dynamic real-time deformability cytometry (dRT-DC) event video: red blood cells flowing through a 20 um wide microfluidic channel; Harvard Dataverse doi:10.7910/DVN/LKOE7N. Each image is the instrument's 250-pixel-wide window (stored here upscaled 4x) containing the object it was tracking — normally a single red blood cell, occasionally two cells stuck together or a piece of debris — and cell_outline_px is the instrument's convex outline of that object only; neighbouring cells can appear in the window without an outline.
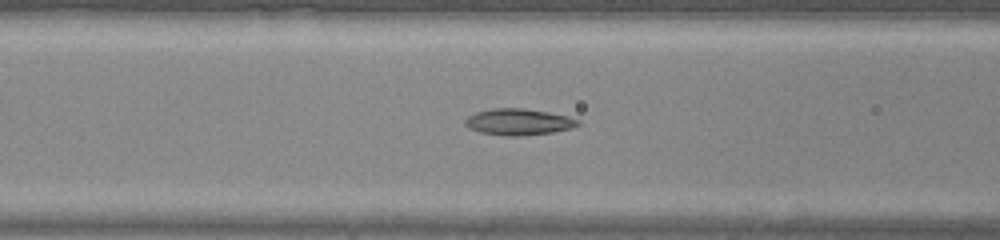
{"species": "common noctule bat (a hibernating species)", "species_latin": "Nyctalus noctula", "temperature_condition": "warm", "stored_images_in_passage": 11, "camera_frame_rate_fps": 3000, "um_per_image_px": 0.085, "animal": {"sex": "male", "body_mass_g": 20.0, "forearm_length_mm": 53.3}, "frame": {"image": 1, "passage_image": 7, "time_ms": 2.0, "image_size_px": [1000, 240], "cell_outline_px": [[580, 124], [572, 128], [552, 132], [520, 136], [508, 136], [480, 132], [468, 128], [464, 124], [464, 120], [468, 116], [476, 112], [492, 108], [524, 108], [548, 112], [568, 116], [580, 120]], "centroid_in_image_um": [44.07, 10.36], "position_along_channel_um": 122.5, "area_um2": 17.4}}
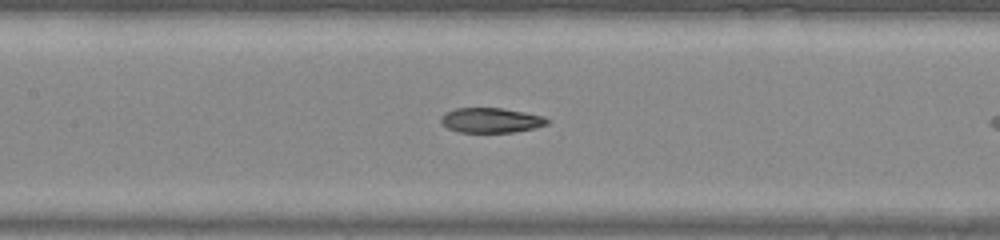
{"frame": {"image": 2, "passage_image": 10, "time_ms": 3.0, "image_size_px": [1000, 240], "cell_outline_px": [[552, 120], [548, 124], [532, 128], [512, 132], [460, 132], [448, 128], [440, 120], [440, 116], [444, 112], [456, 108], [504, 108], [544, 116]], "centroid_in_image_um": [41.74, 10.21], "position_along_channel_um": 165.7, "area_um2": 15.43}}